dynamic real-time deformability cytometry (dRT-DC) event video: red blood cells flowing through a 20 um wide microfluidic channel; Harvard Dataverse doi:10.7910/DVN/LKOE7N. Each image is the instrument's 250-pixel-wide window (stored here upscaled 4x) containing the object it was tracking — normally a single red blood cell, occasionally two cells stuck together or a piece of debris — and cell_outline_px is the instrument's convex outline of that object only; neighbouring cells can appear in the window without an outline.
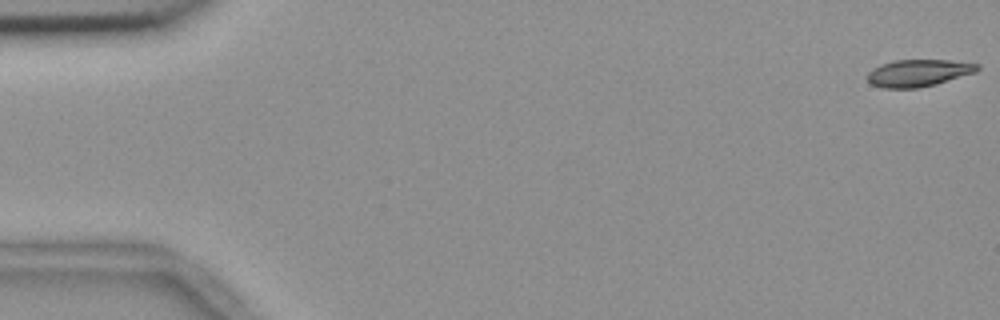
{"species": "common noctule bat (a hibernating species)", "species_latin": "Nyctalus noctula", "temperature_condition": "room temperature", "stored_images_in_passage": 15, "camera_frame_rate_fps": 3000, "um_per_image_px": 0.085, "animal": {"sex": "female", "body_mass_g": 18.4}, "frame": {"image": 1, "passage_image": 1, "time_ms": 0.0, "image_size_px": [1000, 320], "cell_outline_px": [[980, 68], [976, 72], [936, 84], [920, 88], [884, 88], [872, 84], [868, 80], [868, 72], [872, 68], [880, 64], [896, 60], [948, 60], [980, 64]], "centroid_in_image_um": [78.07, 6.2], "position_along_channel_um": 6.9, "area_um2": 17.34}}